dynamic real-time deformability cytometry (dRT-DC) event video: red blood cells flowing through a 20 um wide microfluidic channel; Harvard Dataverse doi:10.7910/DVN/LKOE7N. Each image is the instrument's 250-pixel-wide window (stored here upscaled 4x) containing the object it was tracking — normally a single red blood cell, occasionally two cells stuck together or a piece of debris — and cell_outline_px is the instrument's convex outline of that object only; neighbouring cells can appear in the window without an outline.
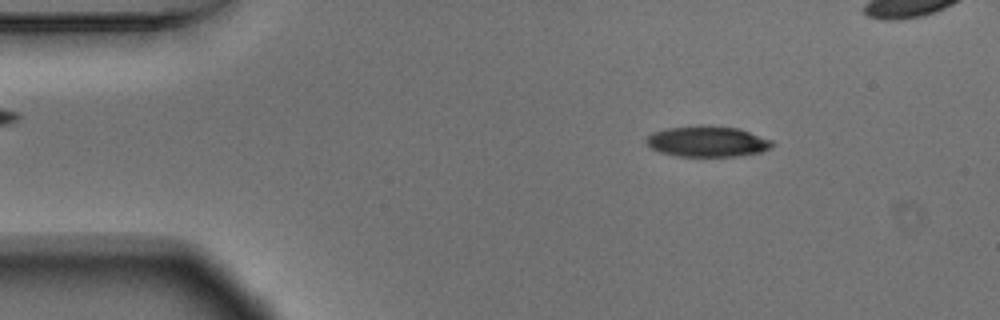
{"species": "Egyptian fruit bat (a non-hibernating species)", "species_latin": "Rousettus aegyptiacus", "temperature_condition": "warm", "stored_images_in_passage": 48, "camera_frame_rate_fps": 3000, "um_per_image_px": 0.085, "animal": {"sex": "male"}, "frame": {"image": 1, "passage_image": 7, "time_ms": 2.0, "image_size_px": [1000, 320], "cell_outline_px": [[772, 148], [760, 152], [740, 156], [676, 156], [660, 152], [652, 148], [644, 140], [652, 132], [668, 128], [700, 124], [704, 124], [740, 128], [772, 140]], "centroid_in_image_um": [60.13, 12.01], "position_along_channel_um": 24.9, "area_um2": 22.83}}
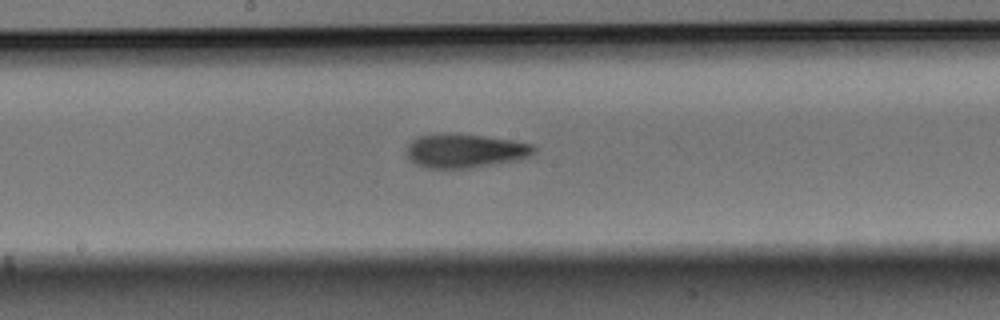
{"frame": {"image": 2, "passage_image": 27, "time_ms": 8.667, "image_size_px": [1000, 320], "cell_outline_px": [[536, 152], [528, 156], [516, 160], [472, 168], [424, 168], [416, 164], [408, 156], [408, 144], [412, 140], [420, 136], [452, 132], [512, 140], [532, 144], [536, 148]], "centroid_in_image_um": [39.54, 12.81], "position_along_channel_um": 208.7, "area_um2": 25.09}}
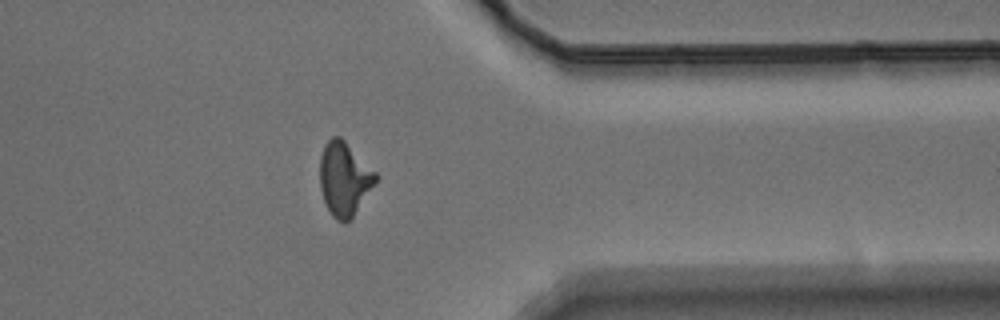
{"frame": {"image": 3, "passage_image": 42, "time_ms": 13.667, "image_size_px": [1000, 320], "cell_outline_px": [[380, 176], [352, 216], [344, 224], [336, 220], [332, 216], [324, 200], [320, 188], [320, 156], [324, 144], [332, 136], [340, 136]], "centroid_in_image_um": [29.25, 15.18], "position_along_channel_um": 382.1, "area_um2": 23.76}, "authors_computed_cell_mechanics": {"area_um2": 23.9003, "velocity_mm_per_s": 3.6916, "shape_relaxation_time_tau1_ms": 5.0186, "shape_relaxation_time_tau2_ms": 3.6879, "deformation_change_tau1": 0.1725, "deformation_change_tau2": 0.1339}}